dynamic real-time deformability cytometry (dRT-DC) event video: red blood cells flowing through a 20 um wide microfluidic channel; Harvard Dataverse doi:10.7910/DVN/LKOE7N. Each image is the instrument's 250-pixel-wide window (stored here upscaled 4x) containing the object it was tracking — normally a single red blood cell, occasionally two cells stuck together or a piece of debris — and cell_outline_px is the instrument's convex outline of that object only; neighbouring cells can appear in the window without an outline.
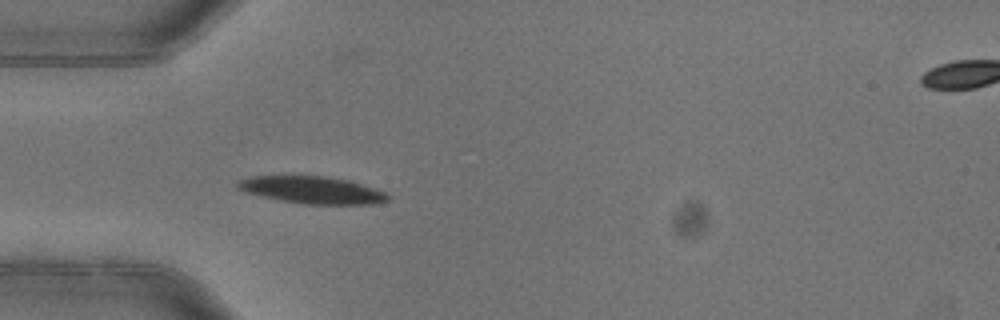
{"species": "common noctule bat (a hibernating species)", "species_latin": "Nyctalus noctula", "temperature_condition": "warm", "stored_images_in_passage": 5, "segment_of_instrument_passage": [1, 2], "camera_frame_rate_fps": 3000, "um_per_image_px": 0.085, "animal": {"sex": "female"}, "frame": {"image": 1, "passage_image": 4, "time_ms": 1.0, "image_size_px": [1000, 320], "cell_outline_px": [[392, 196], [388, 200], [376, 204], [304, 204], [280, 200], [244, 192], [236, 188], [236, 184], [240, 180], [252, 176], [288, 172], [328, 176], [348, 180], [384, 192]], "centroid_in_image_um": [26.44, 16.09], "position_along_channel_um": 58.6, "area_um2": 24.8}}